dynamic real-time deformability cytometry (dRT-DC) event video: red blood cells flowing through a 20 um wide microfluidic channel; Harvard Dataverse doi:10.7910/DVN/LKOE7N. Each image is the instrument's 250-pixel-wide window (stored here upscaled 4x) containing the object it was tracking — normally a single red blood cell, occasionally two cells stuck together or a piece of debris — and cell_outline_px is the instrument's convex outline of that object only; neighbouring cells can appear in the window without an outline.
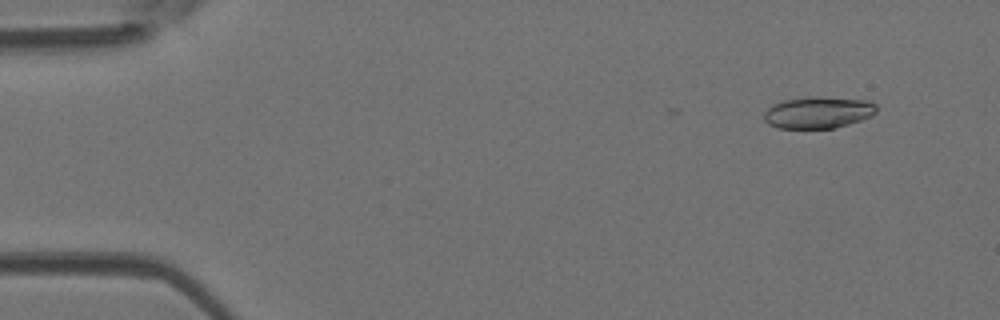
{"species": "Egyptian fruit bat (a non-hibernating species)", "species_latin": "Rousettus aegyptiacus", "temperature_condition": "room temperature", "stored_images_in_passage": 50, "camera_frame_rate_fps": 3000, "um_per_image_px": 0.085, "animal": {"sex": "female"}, "frame": {"image": 1, "passage_image": 3, "time_ms": 0.667, "image_size_px": [1000, 320], "cell_outline_px": [[876, 112], [872, 116], [836, 128], [776, 128], [768, 124], [764, 120], [764, 112], [772, 104], [784, 100], [812, 96], [820, 96], [868, 100], [876, 104]], "centroid_in_image_um": [69.54, 9.55], "position_along_channel_um": 15.5, "area_um2": 20.98}}
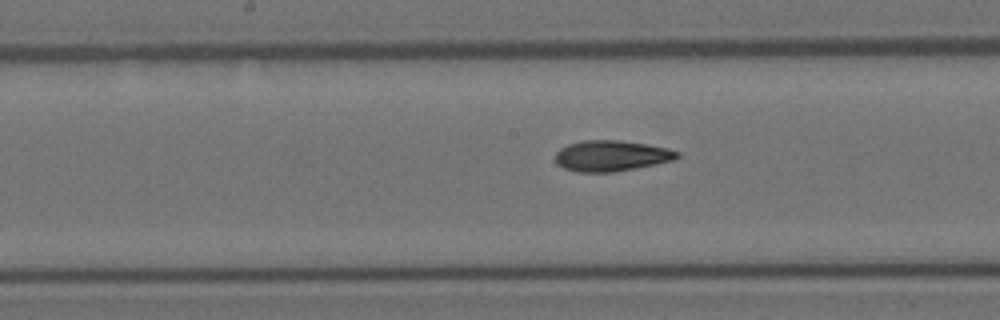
{"frame": {"image": 2, "passage_image": 25, "time_ms": 8.0, "image_size_px": [1000, 320], "cell_outline_px": [[680, 156], [676, 160], [636, 168], [612, 172], [576, 172], [564, 168], [556, 164], [556, 152], [560, 148], [568, 144], [584, 140], [616, 140], [648, 144], [668, 148], [680, 152]], "centroid_in_image_um": [51.98, 13.24], "position_along_channel_um": 196.2, "area_um2": 22.02}}
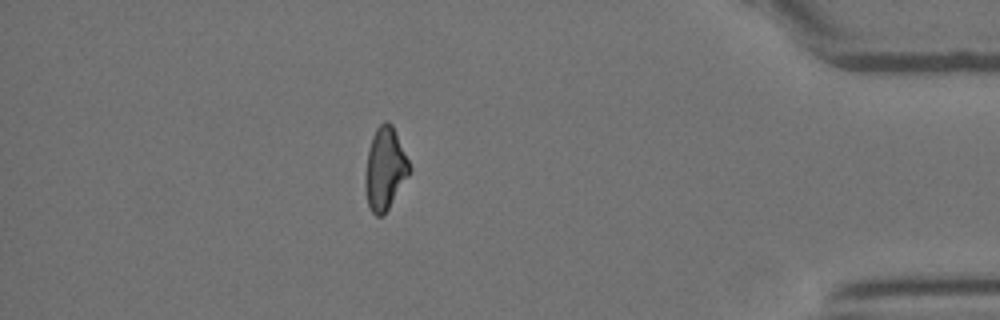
{"frame": {"image": 3, "passage_image": 44, "time_ms": 14.333, "image_size_px": [1000, 320], "cell_outline_px": [[412, 168], [408, 176], [384, 216], [376, 216], [372, 212], [368, 204], [364, 188], [364, 176], [368, 148], [372, 136], [376, 128], [384, 120], [388, 120], [392, 124]], "centroid_in_image_um": [32.7, 14.34], "position_along_channel_um": 402.5, "area_um2": 21.44}, "authors_computed_cell_mechanics": {"area_um2": 21.3571, "velocity_mm_per_s": 3.9238, "shape_relaxation_time_tau1_ms": 7.2843, "shape_relaxation_time_tau2_ms": 3.5232, "deformation_change_tau1": 0.1823, "deformation_change_tau2": 0.1066}}